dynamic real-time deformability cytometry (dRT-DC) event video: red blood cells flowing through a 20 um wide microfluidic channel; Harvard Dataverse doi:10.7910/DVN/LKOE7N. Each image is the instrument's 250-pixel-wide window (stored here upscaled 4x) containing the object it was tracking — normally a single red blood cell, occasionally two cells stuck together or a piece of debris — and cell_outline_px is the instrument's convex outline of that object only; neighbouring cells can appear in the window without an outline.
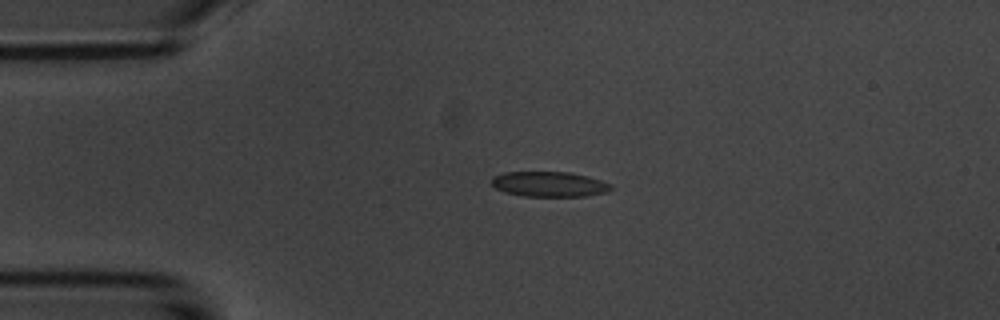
{"species": "common noctule bat (a hibernating species)", "species_latin": "Nyctalus noctula", "temperature_condition": "room temperature", "stored_images_in_passage": 4, "camera_frame_rate_fps": 3000, "um_per_image_px": 0.085, "animal": {"sex": "male", "body_mass_g": 20.1, "forearm_length_mm": 53.5}, "frame": {"image": 1, "passage_image": 3, "time_ms": 2.333, "image_size_px": [1000, 320], "cell_outline_px": [[612, 188], [608, 192], [588, 196], [524, 196], [504, 192], [496, 188], [492, 184], [492, 176], [504, 172], [568, 172], [588, 176], [612, 184]], "centroid_in_image_um": [46.7, 15.65], "position_along_channel_um": 38.3, "area_um2": 17.57}}